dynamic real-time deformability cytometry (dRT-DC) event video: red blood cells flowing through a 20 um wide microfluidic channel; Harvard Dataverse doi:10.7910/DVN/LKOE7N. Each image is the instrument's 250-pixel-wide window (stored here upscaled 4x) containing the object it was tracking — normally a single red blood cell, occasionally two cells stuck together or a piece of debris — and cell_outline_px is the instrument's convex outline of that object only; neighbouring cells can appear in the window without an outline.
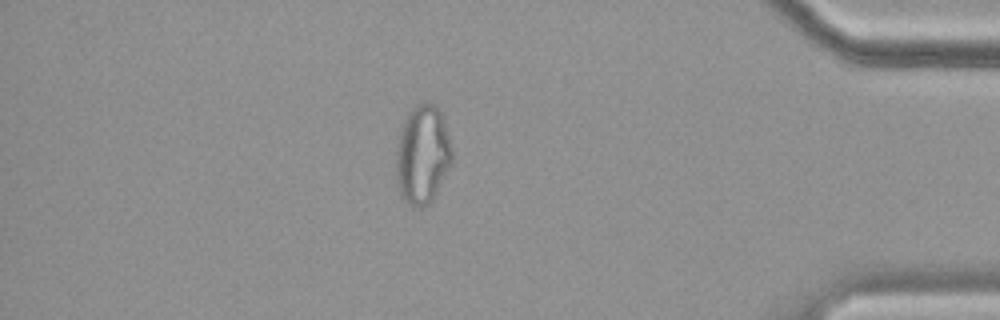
{"species": "common noctule bat (a hibernating species)", "species_latin": "Nyctalus noctula", "temperature_condition": "cold", "stored_images_in_passage": 57, "camera_frame_rate_fps": 3000, "um_per_image_px": 0.085, "animal": {"sex": "female", "body_mass_g": 19.9}, "frame": {"image": 1, "passage_image": 49, "time_ms": 16.0, "image_size_px": [1000, 320], "cell_outline_px": [[452, 164], [432, 200], [424, 208], [416, 208], [408, 204], [400, 196], [396, 180], [396, 152], [400, 132], [404, 120], [408, 112], [420, 100], [428, 100], [440, 108], [444, 116], [452, 152]], "centroid_in_image_um": [35.92, 13.11], "position_along_channel_um": 399.3, "area_um2": 32.95}}